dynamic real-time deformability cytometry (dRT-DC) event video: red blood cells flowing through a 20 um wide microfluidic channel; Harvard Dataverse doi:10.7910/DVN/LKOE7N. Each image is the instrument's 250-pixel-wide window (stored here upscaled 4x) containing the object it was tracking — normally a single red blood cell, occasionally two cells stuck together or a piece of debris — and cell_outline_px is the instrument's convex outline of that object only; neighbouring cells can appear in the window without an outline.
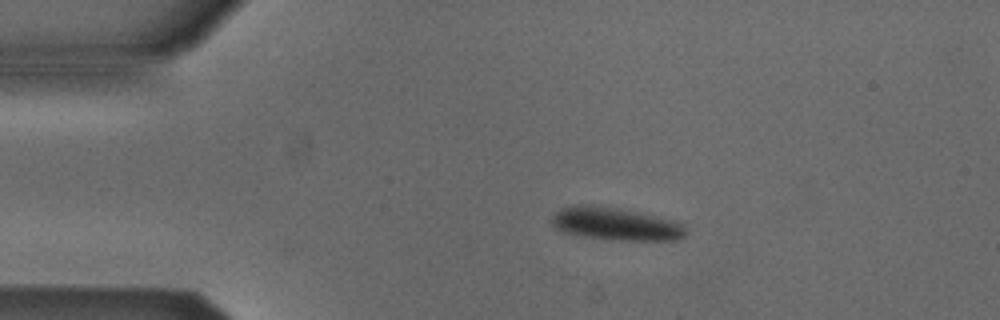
{"species": "Egyptian fruit bat (a non-hibernating species)", "species_latin": "Rousettus aegyptiacus", "temperature_condition": "cold", "stored_images_in_passage": 31, "camera_frame_rate_fps": 3000, "um_per_image_px": 0.085, "animal": {"sex": "male"}, "frame": {"image": 1, "passage_image": 1, "time_ms": 0.0, "image_size_px": [1000, 320], "cell_outline_px": [[684, 236], [676, 240], [620, 240], [584, 236], [564, 232], [556, 228], [552, 224], [552, 216], [560, 208], [580, 204], [592, 204], [620, 208], [672, 220], [680, 224], [684, 228]], "centroid_in_image_um": [52.27, 19.01], "position_along_channel_um": 32.7, "area_um2": 25.26}}
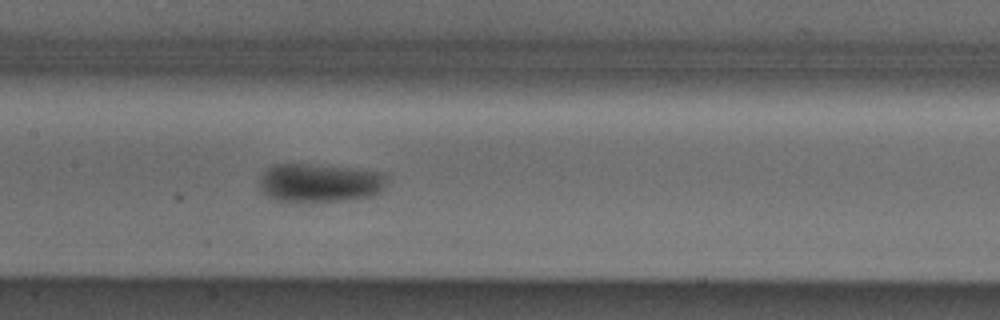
{"frame": {"image": 2, "passage_image": 16, "time_ms": 5.0, "image_size_px": [1000, 320], "cell_outline_px": [[392, 176], [380, 192], [372, 196], [344, 200], [276, 200], [268, 196], [260, 188], [260, 176], [268, 168], [276, 164], [308, 164], [352, 168], [388, 172]], "centroid_in_image_um": [27.28, 15.51], "position_along_channel_um": 180.1, "area_um2": 28.55}}
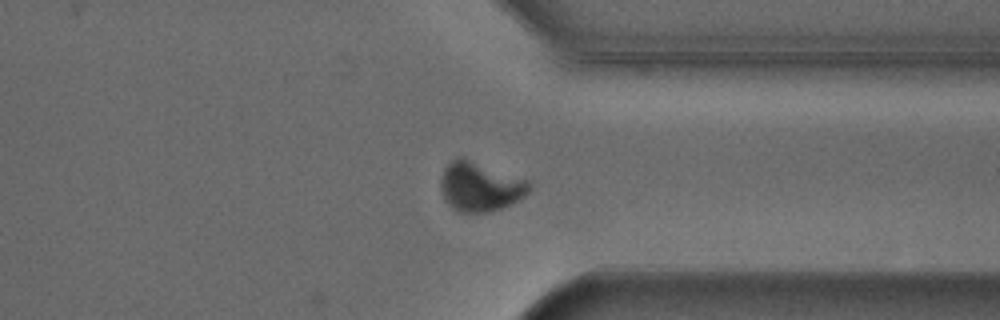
{"frame": {"image": 3, "passage_image": 31, "time_ms": 10.0, "image_size_px": [1000, 320], "cell_outline_px": [[532, 188], [524, 196], [492, 212], [456, 212], [444, 200], [440, 188], [440, 180], [444, 168], [452, 160], [460, 156], [464, 156], [532, 180]], "centroid_in_image_um": [40.82, 15.82], "position_along_channel_um": 370.6, "area_um2": 26.18}, "authors_computed_cell_mechanics": {"area_um2": 27.8018, "velocity_mm_per_s": 3.8498, "shape_relaxation_time_tau1_ms": 5.4421, "shape_relaxation_time_tau2_ms": null, "deformation_change_tau1": 0.0946, "deformation_change_tau2": null}}